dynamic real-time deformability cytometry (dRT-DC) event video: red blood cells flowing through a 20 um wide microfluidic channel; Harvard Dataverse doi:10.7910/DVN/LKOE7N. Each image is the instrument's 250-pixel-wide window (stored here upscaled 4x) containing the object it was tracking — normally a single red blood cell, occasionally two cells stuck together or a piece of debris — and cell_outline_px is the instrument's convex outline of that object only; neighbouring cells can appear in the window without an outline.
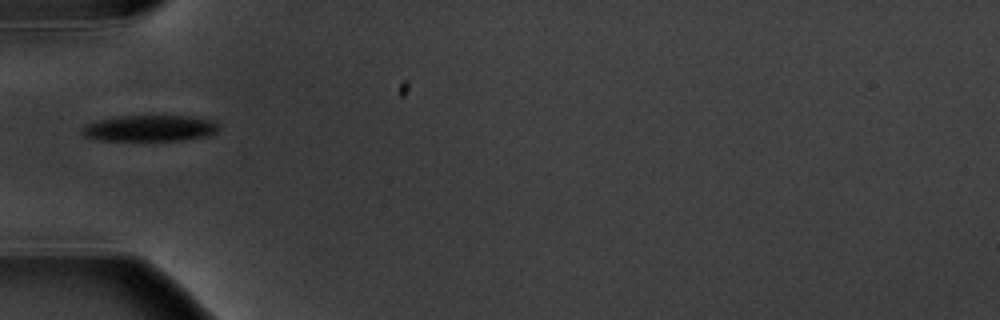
{"species": "common noctule bat (a hibernating species)", "species_latin": "Nyctalus noctula", "temperature_condition": "warm", "stored_images_in_passage": 2, "camera_frame_rate_fps": 3000, "um_per_image_px": 0.085, "animal": {"sex": "male", "body_mass_g": 20.1, "forearm_length_mm": 53.5}, "frame": {"image": 1, "passage_image": 2, "time_ms": 1.0, "image_size_px": [1000, 320], "cell_outline_px": [[220, 128], [216, 132], [208, 136], [180, 140], [100, 140], [84, 136], [80, 132], [80, 128], [84, 124], [96, 120], [120, 116], [192, 116], [212, 120], [220, 124]], "centroid_in_image_um": [12.72, 10.89], "position_along_channel_um": 72.3, "area_um2": 21.04}}